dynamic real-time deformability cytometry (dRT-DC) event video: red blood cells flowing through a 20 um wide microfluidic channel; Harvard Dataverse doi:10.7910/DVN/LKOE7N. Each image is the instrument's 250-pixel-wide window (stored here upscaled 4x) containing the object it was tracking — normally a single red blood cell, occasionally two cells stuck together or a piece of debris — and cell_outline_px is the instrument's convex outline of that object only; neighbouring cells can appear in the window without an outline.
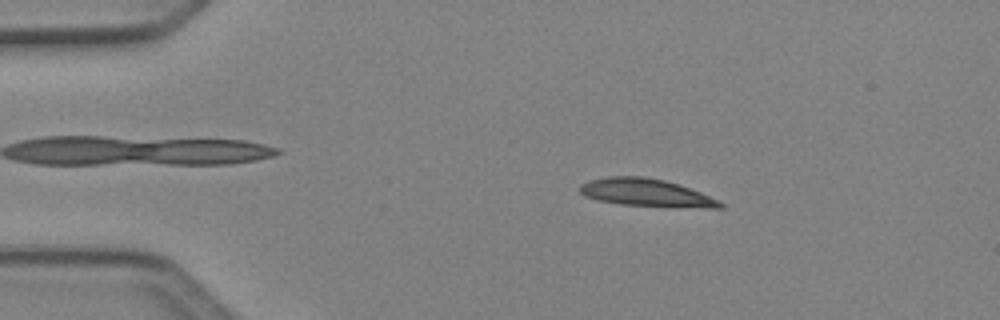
{"species": "Egyptian fruit bat (a non-hibernating species)", "species_latin": "Rousettus aegyptiacus", "temperature_condition": "cold", "stored_images_in_passage": 4, "camera_frame_rate_fps": 3000, "um_per_image_px": 0.085, "animal": {"sex": "female"}, "frame": {"image": 1, "passage_image": 2, "time_ms": 0.333, "image_size_px": [1000, 320], "cell_outline_px": [[724, 208], [708, 208], [620, 204], [596, 200], [584, 196], [580, 192], [580, 184], [588, 180], [608, 176], [644, 176], [664, 180], [700, 192], [720, 200], [724, 204]], "centroid_in_image_um": [54.9, 16.37], "position_along_channel_um": 30.1, "area_um2": 22.54}}
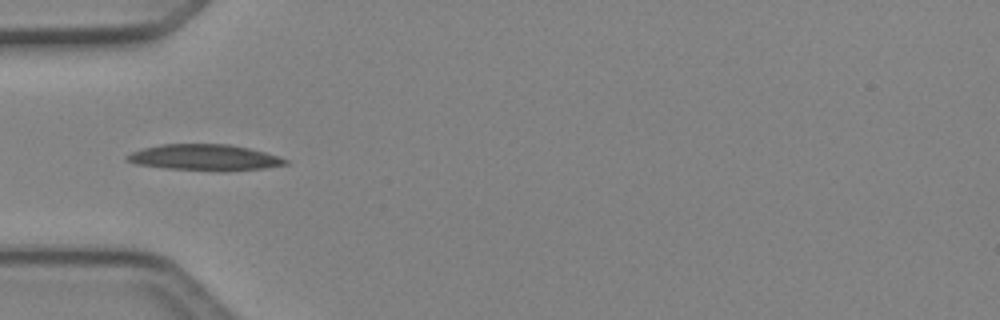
{"frame": {"image": 2, "passage_image": 4, "time_ms": 1.0, "image_size_px": [1000, 320], "cell_outline_px": [[288, 164], [264, 168], [224, 172], [164, 168], [136, 164], [124, 160], [124, 156], [132, 152], [144, 148], [160, 144], [228, 144], [248, 148], [280, 156], [288, 160]], "centroid_in_image_um": [17.38, 13.4], "position_along_channel_um": 67.6, "area_um2": 24.33}}